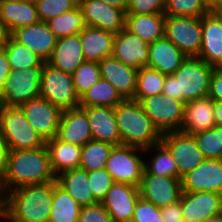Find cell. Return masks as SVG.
<instances>
[{
  "mask_svg": "<svg viewBox=\"0 0 222 222\" xmlns=\"http://www.w3.org/2000/svg\"><path fill=\"white\" fill-rule=\"evenodd\" d=\"M56 181L50 164L48 149L9 150L7 166L0 178V194L24 185Z\"/></svg>",
  "mask_w": 222,
  "mask_h": 222,
  "instance_id": "6da1fadb",
  "label": "cell"
},
{
  "mask_svg": "<svg viewBox=\"0 0 222 222\" xmlns=\"http://www.w3.org/2000/svg\"><path fill=\"white\" fill-rule=\"evenodd\" d=\"M5 212L18 222H48L52 209L53 181L24 185L5 195Z\"/></svg>",
  "mask_w": 222,
  "mask_h": 222,
  "instance_id": "7a4b0ae2",
  "label": "cell"
},
{
  "mask_svg": "<svg viewBox=\"0 0 222 222\" xmlns=\"http://www.w3.org/2000/svg\"><path fill=\"white\" fill-rule=\"evenodd\" d=\"M213 70L199 57H186L173 74L166 75L162 93L184 103L207 97Z\"/></svg>",
  "mask_w": 222,
  "mask_h": 222,
  "instance_id": "3957f363",
  "label": "cell"
},
{
  "mask_svg": "<svg viewBox=\"0 0 222 222\" xmlns=\"http://www.w3.org/2000/svg\"><path fill=\"white\" fill-rule=\"evenodd\" d=\"M114 113L122 145L144 150L160 143L162 135L139 102L125 100L114 108Z\"/></svg>",
  "mask_w": 222,
  "mask_h": 222,
  "instance_id": "277c9868",
  "label": "cell"
},
{
  "mask_svg": "<svg viewBox=\"0 0 222 222\" xmlns=\"http://www.w3.org/2000/svg\"><path fill=\"white\" fill-rule=\"evenodd\" d=\"M0 134L9 150L36 149L46 145L19 106L0 105Z\"/></svg>",
  "mask_w": 222,
  "mask_h": 222,
  "instance_id": "5b68a950",
  "label": "cell"
},
{
  "mask_svg": "<svg viewBox=\"0 0 222 222\" xmlns=\"http://www.w3.org/2000/svg\"><path fill=\"white\" fill-rule=\"evenodd\" d=\"M40 97L62 110L77 108L80 104L72 74L54 68L47 62H44L41 71Z\"/></svg>",
  "mask_w": 222,
  "mask_h": 222,
  "instance_id": "8992f818",
  "label": "cell"
},
{
  "mask_svg": "<svg viewBox=\"0 0 222 222\" xmlns=\"http://www.w3.org/2000/svg\"><path fill=\"white\" fill-rule=\"evenodd\" d=\"M143 155L144 150L137 147L128 145L114 146L110 152L105 169L111 175L114 182L127 183L139 187L144 172L145 159Z\"/></svg>",
  "mask_w": 222,
  "mask_h": 222,
  "instance_id": "52a82bcc",
  "label": "cell"
},
{
  "mask_svg": "<svg viewBox=\"0 0 222 222\" xmlns=\"http://www.w3.org/2000/svg\"><path fill=\"white\" fill-rule=\"evenodd\" d=\"M161 135L180 131L184 119L185 103L161 93L139 102Z\"/></svg>",
  "mask_w": 222,
  "mask_h": 222,
  "instance_id": "ba28073f",
  "label": "cell"
},
{
  "mask_svg": "<svg viewBox=\"0 0 222 222\" xmlns=\"http://www.w3.org/2000/svg\"><path fill=\"white\" fill-rule=\"evenodd\" d=\"M41 71L42 67L11 69L0 95V105L21 106L40 97Z\"/></svg>",
  "mask_w": 222,
  "mask_h": 222,
  "instance_id": "9c48e42d",
  "label": "cell"
},
{
  "mask_svg": "<svg viewBox=\"0 0 222 222\" xmlns=\"http://www.w3.org/2000/svg\"><path fill=\"white\" fill-rule=\"evenodd\" d=\"M164 36L187 57H197L202 43V16L165 15Z\"/></svg>",
  "mask_w": 222,
  "mask_h": 222,
  "instance_id": "30bf717a",
  "label": "cell"
},
{
  "mask_svg": "<svg viewBox=\"0 0 222 222\" xmlns=\"http://www.w3.org/2000/svg\"><path fill=\"white\" fill-rule=\"evenodd\" d=\"M170 152L178 168V179L198 167L205 157L194 137L180 131L163 134L160 141Z\"/></svg>",
  "mask_w": 222,
  "mask_h": 222,
  "instance_id": "8fae6325",
  "label": "cell"
},
{
  "mask_svg": "<svg viewBox=\"0 0 222 222\" xmlns=\"http://www.w3.org/2000/svg\"><path fill=\"white\" fill-rule=\"evenodd\" d=\"M139 192L141 198L162 208L180 200L181 179L151 174L144 169Z\"/></svg>",
  "mask_w": 222,
  "mask_h": 222,
  "instance_id": "7c38bea8",
  "label": "cell"
},
{
  "mask_svg": "<svg viewBox=\"0 0 222 222\" xmlns=\"http://www.w3.org/2000/svg\"><path fill=\"white\" fill-rule=\"evenodd\" d=\"M31 126L49 140L57 136L63 110L44 98L38 97L19 106Z\"/></svg>",
  "mask_w": 222,
  "mask_h": 222,
  "instance_id": "4fadbf2b",
  "label": "cell"
},
{
  "mask_svg": "<svg viewBox=\"0 0 222 222\" xmlns=\"http://www.w3.org/2000/svg\"><path fill=\"white\" fill-rule=\"evenodd\" d=\"M79 6L83 12L86 26L102 29L114 34L125 28V12L99 0H81Z\"/></svg>",
  "mask_w": 222,
  "mask_h": 222,
  "instance_id": "5bb4252c",
  "label": "cell"
},
{
  "mask_svg": "<svg viewBox=\"0 0 222 222\" xmlns=\"http://www.w3.org/2000/svg\"><path fill=\"white\" fill-rule=\"evenodd\" d=\"M139 198V187L127 183L114 182L101 204L114 222H131Z\"/></svg>",
  "mask_w": 222,
  "mask_h": 222,
  "instance_id": "9a60e30c",
  "label": "cell"
},
{
  "mask_svg": "<svg viewBox=\"0 0 222 222\" xmlns=\"http://www.w3.org/2000/svg\"><path fill=\"white\" fill-rule=\"evenodd\" d=\"M182 192H215L222 194V159H205L181 178Z\"/></svg>",
  "mask_w": 222,
  "mask_h": 222,
  "instance_id": "2e32d148",
  "label": "cell"
},
{
  "mask_svg": "<svg viewBox=\"0 0 222 222\" xmlns=\"http://www.w3.org/2000/svg\"><path fill=\"white\" fill-rule=\"evenodd\" d=\"M184 222H200L222 213V194L182 192L180 200Z\"/></svg>",
  "mask_w": 222,
  "mask_h": 222,
  "instance_id": "e0dca14e",
  "label": "cell"
},
{
  "mask_svg": "<svg viewBox=\"0 0 222 222\" xmlns=\"http://www.w3.org/2000/svg\"><path fill=\"white\" fill-rule=\"evenodd\" d=\"M11 36L17 42L36 53L44 62H47L52 56L53 49L58 40L48 28L46 22L43 21H39L34 25L21 27L15 30Z\"/></svg>",
  "mask_w": 222,
  "mask_h": 222,
  "instance_id": "ac0fdd59",
  "label": "cell"
},
{
  "mask_svg": "<svg viewBox=\"0 0 222 222\" xmlns=\"http://www.w3.org/2000/svg\"><path fill=\"white\" fill-rule=\"evenodd\" d=\"M56 137L62 142L81 147L93 140L86 111L80 106L63 110Z\"/></svg>",
  "mask_w": 222,
  "mask_h": 222,
  "instance_id": "d6986e66",
  "label": "cell"
},
{
  "mask_svg": "<svg viewBox=\"0 0 222 222\" xmlns=\"http://www.w3.org/2000/svg\"><path fill=\"white\" fill-rule=\"evenodd\" d=\"M149 45L125 28L115 34L112 56L123 64L140 70L148 66Z\"/></svg>",
  "mask_w": 222,
  "mask_h": 222,
  "instance_id": "ffe728a7",
  "label": "cell"
},
{
  "mask_svg": "<svg viewBox=\"0 0 222 222\" xmlns=\"http://www.w3.org/2000/svg\"><path fill=\"white\" fill-rule=\"evenodd\" d=\"M101 78L110 82L125 100H133L138 70L123 64L113 56L99 62Z\"/></svg>",
  "mask_w": 222,
  "mask_h": 222,
  "instance_id": "44dd1931",
  "label": "cell"
},
{
  "mask_svg": "<svg viewBox=\"0 0 222 222\" xmlns=\"http://www.w3.org/2000/svg\"><path fill=\"white\" fill-rule=\"evenodd\" d=\"M197 57L213 67H222V23L212 11L202 16V43Z\"/></svg>",
  "mask_w": 222,
  "mask_h": 222,
  "instance_id": "7402d4cb",
  "label": "cell"
},
{
  "mask_svg": "<svg viewBox=\"0 0 222 222\" xmlns=\"http://www.w3.org/2000/svg\"><path fill=\"white\" fill-rule=\"evenodd\" d=\"M82 108L86 111L93 140L107 142L114 146L122 145L113 107Z\"/></svg>",
  "mask_w": 222,
  "mask_h": 222,
  "instance_id": "603a6c76",
  "label": "cell"
},
{
  "mask_svg": "<svg viewBox=\"0 0 222 222\" xmlns=\"http://www.w3.org/2000/svg\"><path fill=\"white\" fill-rule=\"evenodd\" d=\"M215 125L213 99L207 96L185 103L180 132L191 135L211 129Z\"/></svg>",
  "mask_w": 222,
  "mask_h": 222,
  "instance_id": "cb8c5ba5",
  "label": "cell"
},
{
  "mask_svg": "<svg viewBox=\"0 0 222 222\" xmlns=\"http://www.w3.org/2000/svg\"><path fill=\"white\" fill-rule=\"evenodd\" d=\"M187 56L165 36L149 44L148 68L173 74Z\"/></svg>",
  "mask_w": 222,
  "mask_h": 222,
  "instance_id": "d4e9b609",
  "label": "cell"
},
{
  "mask_svg": "<svg viewBox=\"0 0 222 222\" xmlns=\"http://www.w3.org/2000/svg\"><path fill=\"white\" fill-rule=\"evenodd\" d=\"M85 61L79 34L59 38L47 63L69 74Z\"/></svg>",
  "mask_w": 222,
  "mask_h": 222,
  "instance_id": "484cf974",
  "label": "cell"
},
{
  "mask_svg": "<svg viewBox=\"0 0 222 222\" xmlns=\"http://www.w3.org/2000/svg\"><path fill=\"white\" fill-rule=\"evenodd\" d=\"M0 20L8 27L11 34L25 26L37 24L36 4L31 0H2Z\"/></svg>",
  "mask_w": 222,
  "mask_h": 222,
  "instance_id": "4316f807",
  "label": "cell"
},
{
  "mask_svg": "<svg viewBox=\"0 0 222 222\" xmlns=\"http://www.w3.org/2000/svg\"><path fill=\"white\" fill-rule=\"evenodd\" d=\"M79 35L85 61L99 63L104 58L112 56L114 33L86 26Z\"/></svg>",
  "mask_w": 222,
  "mask_h": 222,
  "instance_id": "83f0119b",
  "label": "cell"
},
{
  "mask_svg": "<svg viewBox=\"0 0 222 222\" xmlns=\"http://www.w3.org/2000/svg\"><path fill=\"white\" fill-rule=\"evenodd\" d=\"M125 29L149 45L164 37L165 14H125Z\"/></svg>",
  "mask_w": 222,
  "mask_h": 222,
  "instance_id": "f1b7e54d",
  "label": "cell"
},
{
  "mask_svg": "<svg viewBox=\"0 0 222 222\" xmlns=\"http://www.w3.org/2000/svg\"><path fill=\"white\" fill-rule=\"evenodd\" d=\"M56 183L69 193L81 207L98 203L89 188L86 170L76 168L64 171L56 176Z\"/></svg>",
  "mask_w": 222,
  "mask_h": 222,
  "instance_id": "f546056e",
  "label": "cell"
},
{
  "mask_svg": "<svg viewBox=\"0 0 222 222\" xmlns=\"http://www.w3.org/2000/svg\"><path fill=\"white\" fill-rule=\"evenodd\" d=\"M46 147L49 152L51 168L56 176L64 171L79 168L81 146L65 143L54 137L46 140Z\"/></svg>",
  "mask_w": 222,
  "mask_h": 222,
  "instance_id": "4dcf8cb0",
  "label": "cell"
},
{
  "mask_svg": "<svg viewBox=\"0 0 222 222\" xmlns=\"http://www.w3.org/2000/svg\"><path fill=\"white\" fill-rule=\"evenodd\" d=\"M125 99L119 94V92L113 87V85L100 78V80L86 90L80 96V107H113L124 102Z\"/></svg>",
  "mask_w": 222,
  "mask_h": 222,
  "instance_id": "1f68e13d",
  "label": "cell"
},
{
  "mask_svg": "<svg viewBox=\"0 0 222 222\" xmlns=\"http://www.w3.org/2000/svg\"><path fill=\"white\" fill-rule=\"evenodd\" d=\"M81 206L53 181L52 209L48 222H78Z\"/></svg>",
  "mask_w": 222,
  "mask_h": 222,
  "instance_id": "d6a6232c",
  "label": "cell"
},
{
  "mask_svg": "<svg viewBox=\"0 0 222 222\" xmlns=\"http://www.w3.org/2000/svg\"><path fill=\"white\" fill-rule=\"evenodd\" d=\"M148 153L151 155L152 159L144 161V169L151 174L168 176L172 178H178V168L175 160L171 156L169 150L160 142L158 144L152 145L151 147L144 149V156ZM154 156V157H153ZM151 161V162H150Z\"/></svg>",
  "mask_w": 222,
  "mask_h": 222,
  "instance_id": "836d02e7",
  "label": "cell"
},
{
  "mask_svg": "<svg viewBox=\"0 0 222 222\" xmlns=\"http://www.w3.org/2000/svg\"><path fill=\"white\" fill-rule=\"evenodd\" d=\"M46 24L58 39L79 34L86 27L83 12L79 5L71 11L46 21Z\"/></svg>",
  "mask_w": 222,
  "mask_h": 222,
  "instance_id": "e575fe53",
  "label": "cell"
},
{
  "mask_svg": "<svg viewBox=\"0 0 222 222\" xmlns=\"http://www.w3.org/2000/svg\"><path fill=\"white\" fill-rule=\"evenodd\" d=\"M113 147L107 142L90 140L82 146L79 168L87 172L104 169Z\"/></svg>",
  "mask_w": 222,
  "mask_h": 222,
  "instance_id": "d590c367",
  "label": "cell"
},
{
  "mask_svg": "<svg viewBox=\"0 0 222 222\" xmlns=\"http://www.w3.org/2000/svg\"><path fill=\"white\" fill-rule=\"evenodd\" d=\"M3 49L6 52L11 69L25 70L33 67H43L44 61L25 45L17 42L12 36Z\"/></svg>",
  "mask_w": 222,
  "mask_h": 222,
  "instance_id": "8d00e7d4",
  "label": "cell"
},
{
  "mask_svg": "<svg viewBox=\"0 0 222 222\" xmlns=\"http://www.w3.org/2000/svg\"><path fill=\"white\" fill-rule=\"evenodd\" d=\"M165 74L148 67L137 72L136 91L133 101L140 102L143 98L160 95L165 82Z\"/></svg>",
  "mask_w": 222,
  "mask_h": 222,
  "instance_id": "74e56055",
  "label": "cell"
},
{
  "mask_svg": "<svg viewBox=\"0 0 222 222\" xmlns=\"http://www.w3.org/2000/svg\"><path fill=\"white\" fill-rule=\"evenodd\" d=\"M205 159H222V126L191 134Z\"/></svg>",
  "mask_w": 222,
  "mask_h": 222,
  "instance_id": "f35d334b",
  "label": "cell"
},
{
  "mask_svg": "<svg viewBox=\"0 0 222 222\" xmlns=\"http://www.w3.org/2000/svg\"><path fill=\"white\" fill-rule=\"evenodd\" d=\"M210 11L203 0H165L164 14L168 16L201 17Z\"/></svg>",
  "mask_w": 222,
  "mask_h": 222,
  "instance_id": "ab89813d",
  "label": "cell"
},
{
  "mask_svg": "<svg viewBox=\"0 0 222 222\" xmlns=\"http://www.w3.org/2000/svg\"><path fill=\"white\" fill-rule=\"evenodd\" d=\"M101 78L98 62L84 61L72 74L76 93L81 96Z\"/></svg>",
  "mask_w": 222,
  "mask_h": 222,
  "instance_id": "60d3db41",
  "label": "cell"
},
{
  "mask_svg": "<svg viewBox=\"0 0 222 222\" xmlns=\"http://www.w3.org/2000/svg\"><path fill=\"white\" fill-rule=\"evenodd\" d=\"M35 4L38 18L43 22L71 11L79 5L76 0H40Z\"/></svg>",
  "mask_w": 222,
  "mask_h": 222,
  "instance_id": "b9f144b4",
  "label": "cell"
},
{
  "mask_svg": "<svg viewBox=\"0 0 222 222\" xmlns=\"http://www.w3.org/2000/svg\"><path fill=\"white\" fill-rule=\"evenodd\" d=\"M88 182L93 197L98 203L102 202L106 193L114 183L111 175L105 168L88 172Z\"/></svg>",
  "mask_w": 222,
  "mask_h": 222,
  "instance_id": "7bdbcfd3",
  "label": "cell"
},
{
  "mask_svg": "<svg viewBox=\"0 0 222 222\" xmlns=\"http://www.w3.org/2000/svg\"><path fill=\"white\" fill-rule=\"evenodd\" d=\"M131 222H164L161 208L140 197L136 203Z\"/></svg>",
  "mask_w": 222,
  "mask_h": 222,
  "instance_id": "ee69618b",
  "label": "cell"
},
{
  "mask_svg": "<svg viewBox=\"0 0 222 222\" xmlns=\"http://www.w3.org/2000/svg\"><path fill=\"white\" fill-rule=\"evenodd\" d=\"M165 0H129L126 14L164 13Z\"/></svg>",
  "mask_w": 222,
  "mask_h": 222,
  "instance_id": "f6af8a7d",
  "label": "cell"
},
{
  "mask_svg": "<svg viewBox=\"0 0 222 222\" xmlns=\"http://www.w3.org/2000/svg\"><path fill=\"white\" fill-rule=\"evenodd\" d=\"M78 222H114L101 203L81 207Z\"/></svg>",
  "mask_w": 222,
  "mask_h": 222,
  "instance_id": "bcb514c9",
  "label": "cell"
},
{
  "mask_svg": "<svg viewBox=\"0 0 222 222\" xmlns=\"http://www.w3.org/2000/svg\"><path fill=\"white\" fill-rule=\"evenodd\" d=\"M208 97L222 101V67H214L210 78Z\"/></svg>",
  "mask_w": 222,
  "mask_h": 222,
  "instance_id": "7dc6e473",
  "label": "cell"
},
{
  "mask_svg": "<svg viewBox=\"0 0 222 222\" xmlns=\"http://www.w3.org/2000/svg\"><path fill=\"white\" fill-rule=\"evenodd\" d=\"M161 215L164 222H184L180 201L162 207Z\"/></svg>",
  "mask_w": 222,
  "mask_h": 222,
  "instance_id": "c3c4849f",
  "label": "cell"
},
{
  "mask_svg": "<svg viewBox=\"0 0 222 222\" xmlns=\"http://www.w3.org/2000/svg\"><path fill=\"white\" fill-rule=\"evenodd\" d=\"M11 68L4 49L0 50V95L3 93L5 81L10 74Z\"/></svg>",
  "mask_w": 222,
  "mask_h": 222,
  "instance_id": "681fc988",
  "label": "cell"
},
{
  "mask_svg": "<svg viewBox=\"0 0 222 222\" xmlns=\"http://www.w3.org/2000/svg\"><path fill=\"white\" fill-rule=\"evenodd\" d=\"M9 148L7 142L3 139L0 134V178L4 174V171L7 166Z\"/></svg>",
  "mask_w": 222,
  "mask_h": 222,
  "instance_id": "f907efd6",
  "label": "cell"
},
{
  "mask_svg": "<svg viewBox=\"0 0 222 222\" xmlns=\"http://www.w3.org/2000/svg\"><path fill=\"white\" fill-rule=\"evenodd\" d=\"M11 37L8 27L0 20V50L5 47Z\"/></svg>",
  "mask_w": 222,
  "mask_h": 222,
  "instance_id": "816d5d0a",
  "label": "cell"
},
{
  "mask_svg": "<svg viewBox=\"0 0 222 222\" xmlns=\"http://www.w3.org/2000/svg\"><path fill=\"white\" fill-rule=\"evenodd\" d=\"M99 1L105 2L106 4H109L111 6L117 7L123 10L125 13L129 6V0H99Z\"/></svg>",
  "mask_w": 222,
  "mask_h": 222,
  "instance_id": "f5cc1de1",
  "label": "cell"
},
{
  "mask_svg": "<svg viewBox=\"0 0 222 222\" xmlns=\"http://www.w3.org/2000/svg\"><path fill=\"white\" fill-rule=\"evenodd\" d=\"M214 116L216 126H222V101H214Z\"/></svg>",
  "mask_w": 222,
  "mask_h": 222,
  "instance_id": "db71d44e",
  "label": "cell"
},
{
  "mask_svg": "<svg viewBox=\"0 0 222 222\" xmlns=\"http://www.w3.org/2000/svg\"><path fill=\"white\" fill-rule=\"evenodd\" d=\"M203 2L210 10H212L215 6L222 3V0H203Z\"/></svg>",
  "mask_w": 222,
  "mask_h": 222,
  "instance_id": "11a10c76",
  "label": "cell"
},
{
  "mask_svg": "<svg viewBox=\"0 0 222 222\" xmlns=\"http://www.w3.org/2000/svg\"><path fill=\"white\" fill-rule=\"evenodd\" d=\"M211 11L217 16V18L222 23V3H220L217 6H215Z\"/></svg>",
  "mask_w": 222,
  "mask_h": 222,
  "instance_id": "9f6ffc18",
  "label": "cell"
},
{
  "mask_svg": "<svg viewBox=\"0 0 222 222\" xmlns=\"http://www.w3.org/2000/svg\"><path fill=\"white\" fill-rule=\"evenodd\" d=\"M200 222H222V213L203 219Z\"/></svg>",
  "mask_w": 222,
  "mask_h": 222,
  "instance_id": "6f0895ef",
  "label": "cell"
},
{
  "mask_svg": "<svg viewBox=\"0 0 222 222\" xmlns=\"http://www.w3.org/2000/svg\"><path fill=\"white\" fill-rule=\"evenodd\" d=\"M5 213V197L0 194V220L2 215Z\"/></svg>",
  "mask_w": 222,
  "mask_h": 222,
  "instance_id": "680465c9",
  "label": "cell"
},
{
  "mask_svg": "<svg viewBox=\"0 0 222 222\" xmlns=\"http://www.w3.org/2000/svg\"><path fill=\"white\" fill-rule=\"evenodd\" d=\"M3 220V221H2ZM1 221L2 222H18L16 220H14L12 217H10L6 212L2 215L1 217Z\"/></svg>",
  "mask_w": 222,
  "mask_h": 222,
  "instance_id": "91938a15",
  "label": "cell"
}]
</instances>
